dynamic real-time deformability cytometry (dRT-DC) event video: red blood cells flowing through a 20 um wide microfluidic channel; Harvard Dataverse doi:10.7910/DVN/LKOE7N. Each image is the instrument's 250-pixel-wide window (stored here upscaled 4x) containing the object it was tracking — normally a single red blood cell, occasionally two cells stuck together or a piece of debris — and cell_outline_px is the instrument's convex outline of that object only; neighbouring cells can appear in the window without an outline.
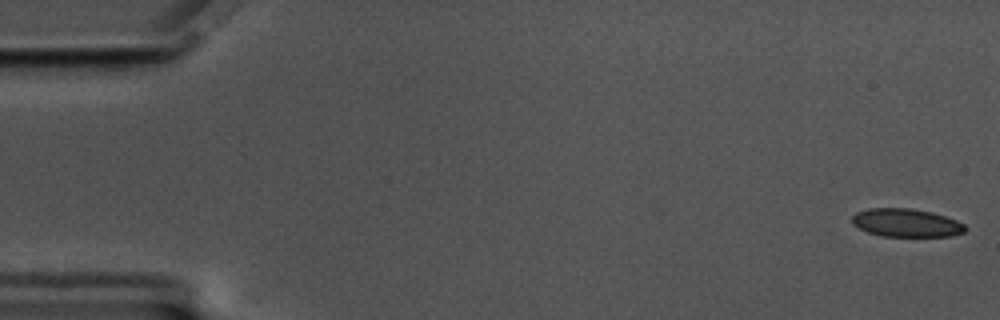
{"species": "common noctule bat (a hibernating species)", "species_latin": "Nyctalus noctula", "temperature_condition": "cold", "stored_images_in_passage": 44, "camera_frame_rate_fps": 3000, "um_per_image_px": 0.085, "animal": {"sex": "male", "body_mass_g": 17.5, "forearm_length_mm": 52.3}, "frame": {"image": 1, "passage_image": 1, "time_ms": 0.0, "image_size_px": [1000, 320], "cell_outline_px": [[968, 228], [964, 232], [952, 236], [880, 236], [868, 232], [852, 224], [852, 216], [856, 212], [868, 208], [912, 208], [932, 212], [956, 220], [964, 224]], "centroid_in_image_um": [77.03, 18.93], "position_along_channel_um": 8.0, "area_um2": 18.67}}
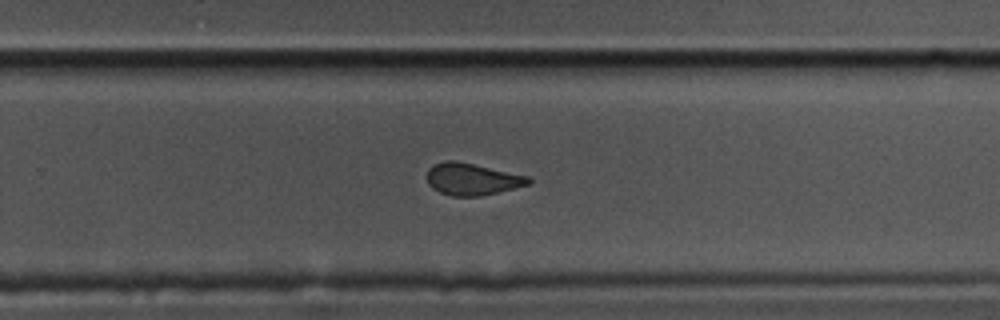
{"frame": {"image": 2, "passage_image": 37, "time_ms": 12.0, "image_size_px": [1000, 320], "cell_outline_px": [[532, 180], [528, 184], [480, 196], [452, 196], [440, 192], [432, 188], [428, 184], [428, 168], [432, 164], [448, 160], [456, 160], [528, 176]], "centroid_in_image_um": [40.08, 15.21], "position_along_channel_um": 289.7, "area_um2": 18.67}}
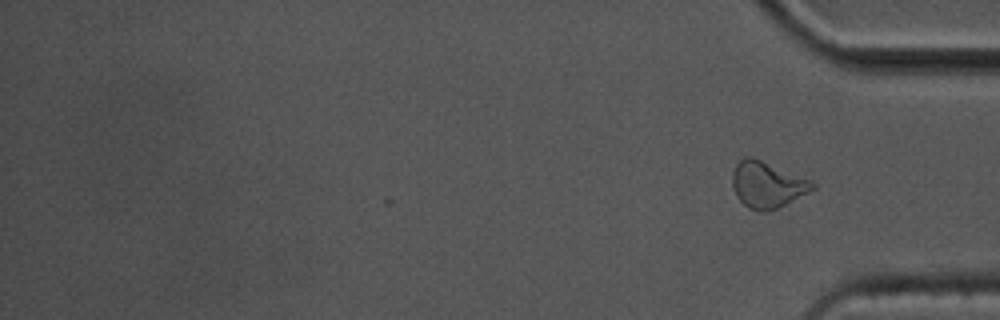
{"frame": {"image": 3, "passage_image": 44, "time_ms": 14.333, "image_size_px": [1000, 320], "cell_outline_px": [[816, 188], [768, 212], [760, 212], [748, 208], [736, 196], [732, 188], [732, 172], [736, 164], [744, 156], [752, 156], [812, 180], [816, 184]], "centroid_in_image_um": [65.19, 15.68], "position_along_channel_um": 370.0, "area_um2": 21.68}, "authors_computed_cell_mechanics": {"area_um2": 19.5653, "velocity_mm_per_s": 3.4867, "shape_relaxation_time_tau1_ms": 4.5384, "shape_relaxation_time_tau2_ms": 1.924, "deformation_change_tau1": 0.107, "deformation_change_tau2": 0.0659}}